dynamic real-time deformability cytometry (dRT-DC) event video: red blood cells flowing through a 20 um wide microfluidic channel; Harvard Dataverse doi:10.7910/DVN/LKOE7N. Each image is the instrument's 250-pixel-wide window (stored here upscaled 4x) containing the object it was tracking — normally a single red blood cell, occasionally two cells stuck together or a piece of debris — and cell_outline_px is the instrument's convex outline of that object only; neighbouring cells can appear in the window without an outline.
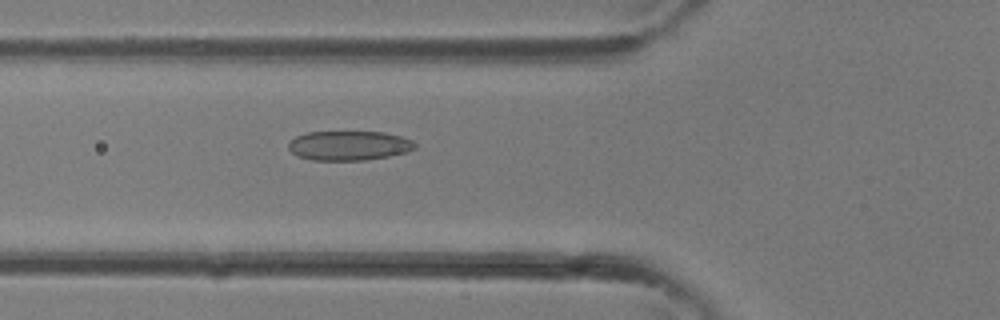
{"species": "common noctule bat (a hibernating species)", "species_latin": "Nyctalus noctula", "temperature_condition": "room temperature", "stored_images_in_passage": 37, "camera_frame_rate_fps": 3000, "um_per_image_px": 0.085, "animal": {"sex": "female"}, "frame": {"image": 1, "passage_image": 14, "time_ms": 4.333, "image_size_px": [1000, 320], "cell_outline_px": [[416, 148], [408, 152], [388, 156], [364, 160], [312, 160], [296, 156], [288, 148], [288, 144], [296, 136], [308, 132], [384, 132], [400, 136], [412, 140], [416, 144]], "centroid_in_image_um": [29.67, 12.38], "position_along_channel_um": 96.1, "area_um2": 21.73}}
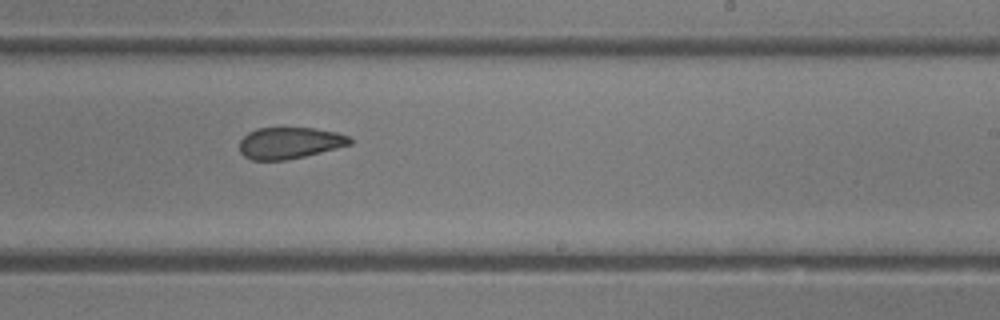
{"frame": {"image": 2, "passage_image": 23, "time_ms": 7.333, "image_size_px": [1000, 320], "cell_outline_px": [[352, 144], [304, 156], [284, 160], [252, 160], [244, 156], [240, 152], [240, 140], [248, 132], [256, 128], [312, 128], [336, 132], [348, 136], [352, 140]], "centroid_in_image_um": [24.59, 12.15], "position_along_channel_um": 264.4, "area_um2": 20.11}}
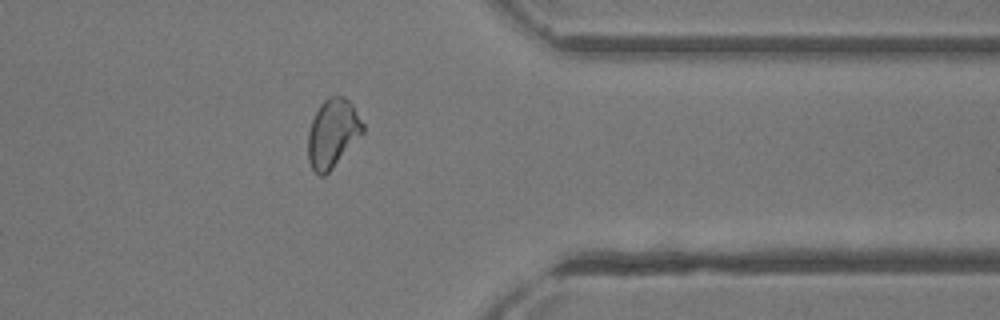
{"frame": {"image": 3, "passage_image": 30, "time_ms": 9.667, "image_size_px": [1000, 320], "cell_outline_px": [[364, 132], [332, 168], [324, 176], [320, 176], [312, 168], [308, 160], [308, 132], [312, 120], [320, 104], [324, 100], [332, 96], [344, 96], [352, 104], [364, 124]], "centroid_in_image_um": [28.28, 11.32], "position_along_channel_um": 383.1, "area_um2": 21.68}}